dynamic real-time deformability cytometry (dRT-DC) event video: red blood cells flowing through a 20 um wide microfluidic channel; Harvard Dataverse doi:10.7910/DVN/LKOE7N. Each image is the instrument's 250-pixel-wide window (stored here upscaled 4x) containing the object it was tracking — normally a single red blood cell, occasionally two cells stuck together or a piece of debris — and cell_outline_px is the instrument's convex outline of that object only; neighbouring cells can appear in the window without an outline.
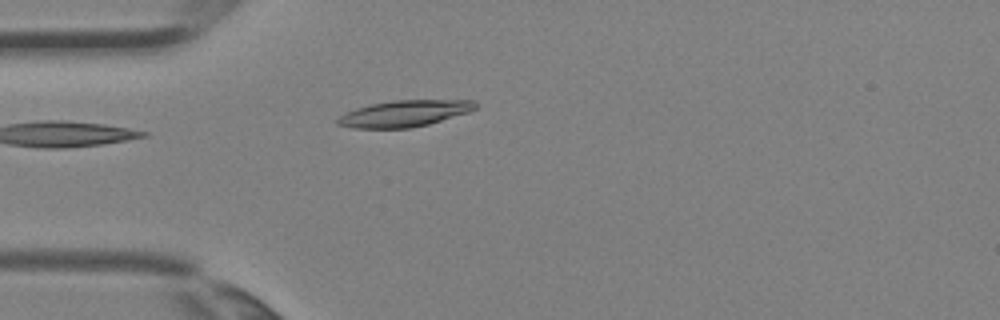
{"species": "Egyptian fruit bat (a non-hibernating species)", "species_latin": "Rousettus aegyptiacus", "temperature_condition": "room temperature", "stored_images_in_passage": 3, "camera_frame_rate_fps": 3000, "um_per_image_px": 0.085, "animal": {"sex": "female"}, "frame": {"image": 1, "passage_image": 3, "time_ms": 0.667, "image_size_px": [1000, 320], "cell_outline_px": [[476, 108], [468, 112], [428, 124], [408, 128], [352, 128], [336, 124], [336, 120], [340, 116], [356, 108], [372, 104], [396, 100], [476, 100]], "centroid_in_image_um": [34.37, 9.65], "position_along_channel_um": 50.6, "area_um2": 20.92}}